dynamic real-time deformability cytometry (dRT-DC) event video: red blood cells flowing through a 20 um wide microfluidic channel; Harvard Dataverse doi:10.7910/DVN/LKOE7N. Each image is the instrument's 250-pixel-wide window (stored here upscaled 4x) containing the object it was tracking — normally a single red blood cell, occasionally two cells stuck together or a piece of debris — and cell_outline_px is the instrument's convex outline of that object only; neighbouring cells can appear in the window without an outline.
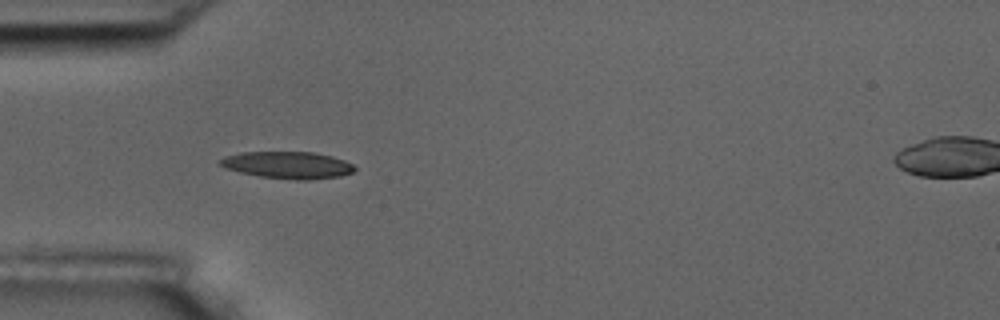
{"species": "common noctule bat (a hibernating species)", "species_latin": "Nyctalus noctula", "temperature_condition": "room temperature", "stored_images_in_passage": 7, "camera_frame_rate_fps": 3000, "um_per_image_px": 0.085, "animal": {"sex": "male", "body_mass_g": 17.5, "forearm_length_mm": 52.3}, "frame": {"image": 1, "passage_image": 5, "time_ms": 4.667, "image_size_px": [1000, 320], "cell_outline_px": [[356, 168], [352, 172], [340, 176], [308, 180], [296, 180], [260, 176], [240, 172], [224, 168], [216, 164], [216, 160], [224, 156], [240, 152], [312, 152], [332, 156], [344, 160], [352, 164]], "centroid_in_image_um": [24.38, 14.02], "position_along_channel_um": 60.6, "area_um2": 21.33}}